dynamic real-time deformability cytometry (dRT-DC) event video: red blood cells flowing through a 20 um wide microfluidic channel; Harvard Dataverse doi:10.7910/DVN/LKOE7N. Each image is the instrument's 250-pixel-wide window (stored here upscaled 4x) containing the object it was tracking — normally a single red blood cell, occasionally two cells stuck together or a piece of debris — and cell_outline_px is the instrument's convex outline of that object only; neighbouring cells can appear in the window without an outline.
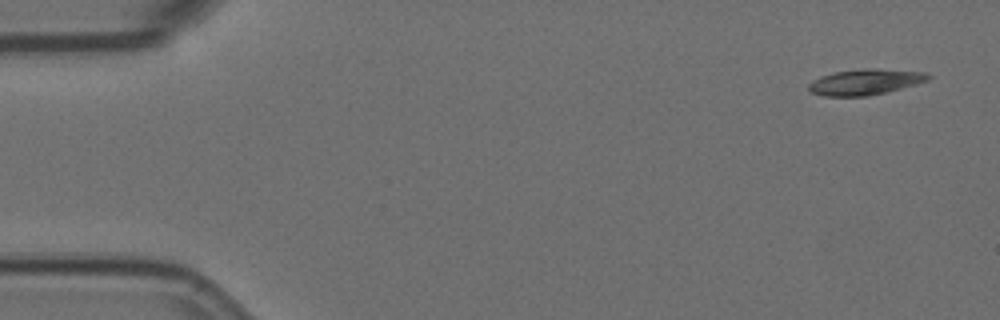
{"species": "Egyptian fruit bat (a non-hibernating species)", "species_latin": "Rousettus aegyptiacus", "temperature_condition": "room temperature", "stored_images_in_passage": 8, "camera_frame_rate_fps": 3000, "um_per_image_px": 0.085, "animal": {"sex": "female"}, "frame": {"image": 1, "passage_image": 1, "time_ms": 0.0, "image_size_px": [1000, 320], "cell_outline_px": [[932, 76], [928, 80], [916, 84], [868, 96], [824, 96], [812, 92], [808, 88], [808, 84], [812, 80], [820, 76], [836, 72], [868, 68], [872, 68], [924, 72]], "centroid_in_image_um": [73.52, 6.96], "position_along_channel_um": 11.5, "area_um2": 17.69}}
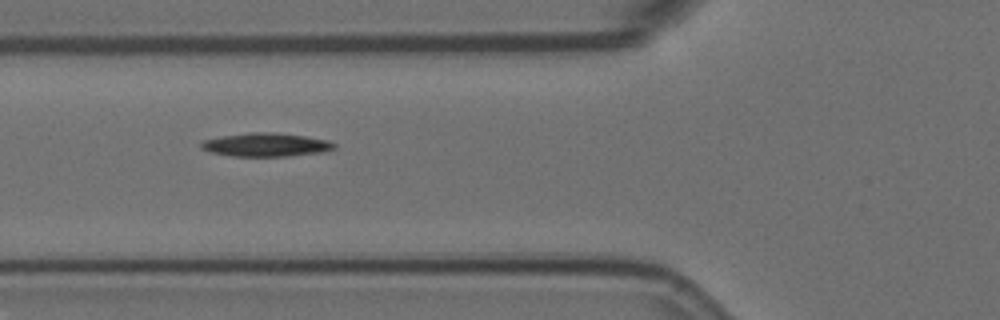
{"frame": {"image": 2, "passage_image": 5, "time_ms": 1.333, "image_size_px": [1000, 320], "cell_outline_px": [[336, 148], [320, 152], [288, 156], [232, 156], [212, 152], [200, 148], [200, 144], [204, 140], [224, 136], [252, 132], [276, 132], [304, 136], [328, 140], [336, 144]], "centroid_in_image_um": [22.63, 12.3], "position_along_channel_um": 103.2, "area_um2": 18.03}}
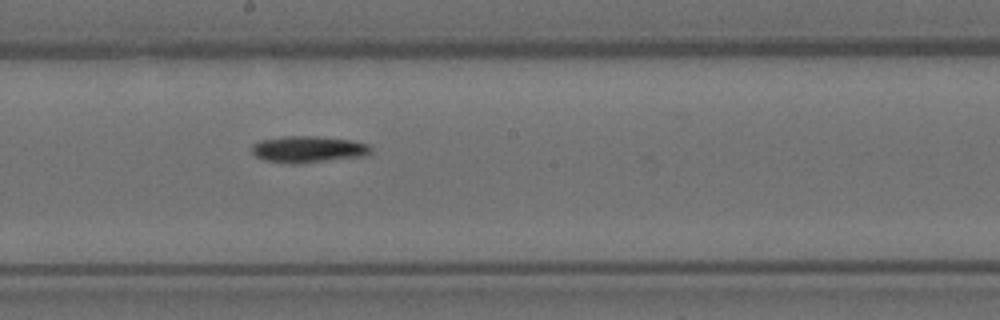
{"frame": {"image": 3, "passage_image": 8, "time_ms": 2.333, "image_size_px": [1000, 320], "cell_outline_px": [[372, 148], [364, 156], [296, 164], [292, 164], [264, 160], [256, 156], [252, 152], [252, 144], [260, 140], [284, 136], [316, 136], [348, 140], [368, 144]], "centroid_in_image_um": [26.14, 12.69], "position_along_channel_um": 222.1, "area_um2": 18.26}}